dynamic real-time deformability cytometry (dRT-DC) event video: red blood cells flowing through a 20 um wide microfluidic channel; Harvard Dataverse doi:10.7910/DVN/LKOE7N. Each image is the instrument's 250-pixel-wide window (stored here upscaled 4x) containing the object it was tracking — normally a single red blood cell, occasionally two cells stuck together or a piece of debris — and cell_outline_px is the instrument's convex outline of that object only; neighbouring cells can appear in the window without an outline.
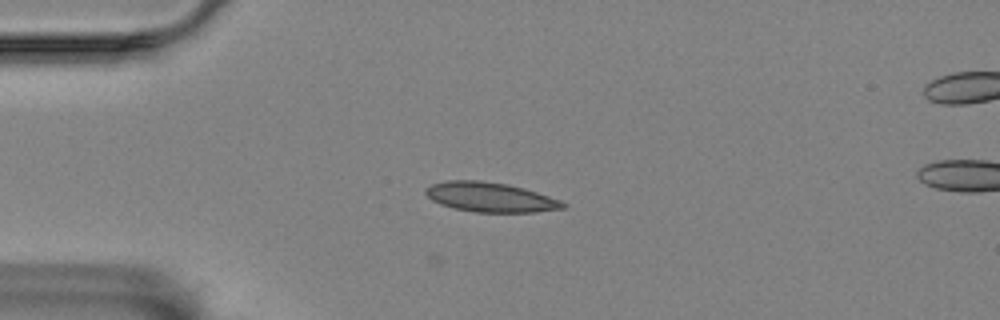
{"species": "Egyptian fruit bat (a non-hibernating species)", "species_latin": "Rousettus aegyptiacus", "temperature_condition": "room temperature", "stored_images_in_passage": 36, "camera_frame_rate_fps": 3000, "um_per_image_px": 0.085, "animal": {"sex": "female"}, "frame": {"image": 1, "passage_image": 1, "time_ms": 0.0, "image_size_px": [1000, 320], "cell_outline_px": [[568, 204], [564, 208], [536, 212], [476, 212], [452, 208], [440, 204], [432, 200], [424, 192], [424, 188], [432, 184], [444, 180], [480, 180], [508, 184], [524, 188], [560, 200]], "centroid_in_image_um": [41.65, 16.75], "position_along_channel_um": 43.4, "area_um2": 23.81}}
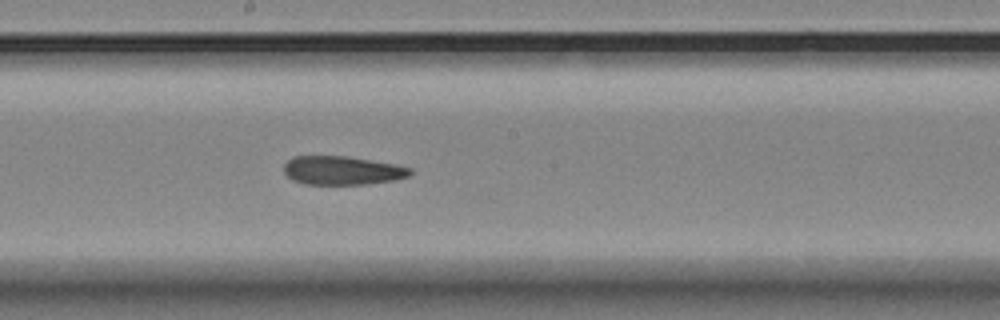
{"frame": {"image": 2, "passage_image": 18, "time_ms": 5.667, "image_size_px": [1000, 320], "cell_outline_px": [[412, 172], [408, 176], [396, 180], [368, 184], [304, 184], [292, 180], [284, 172], [284, 164], [288, 160], [296, 156], [348, 156], [396, 164], [412, 168]], "centroid_in_image_um": [29.11, 14.49], "position_along_channel_um": 219.1, "area_um2": 21.21}}
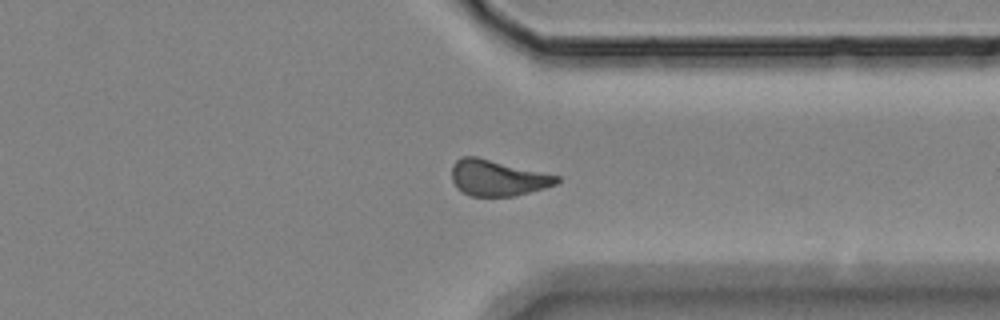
{"frame": {"image": 3, "passage_image": 31, "time_ms": 10.0, "image_size_px": [1000, 320], "cell_outline_px": [[560, 180], [556, 184], [544, 188], [516, 196], [468, 196], [456, 188], [452, 180], [452, 164], [456, 160], [464, 156], [476, 156], [560, 176]], "centroid_in_image_um": [42.27, 15.13], "position_along_channel_um": 369.1, "area_um2": 22.08}}